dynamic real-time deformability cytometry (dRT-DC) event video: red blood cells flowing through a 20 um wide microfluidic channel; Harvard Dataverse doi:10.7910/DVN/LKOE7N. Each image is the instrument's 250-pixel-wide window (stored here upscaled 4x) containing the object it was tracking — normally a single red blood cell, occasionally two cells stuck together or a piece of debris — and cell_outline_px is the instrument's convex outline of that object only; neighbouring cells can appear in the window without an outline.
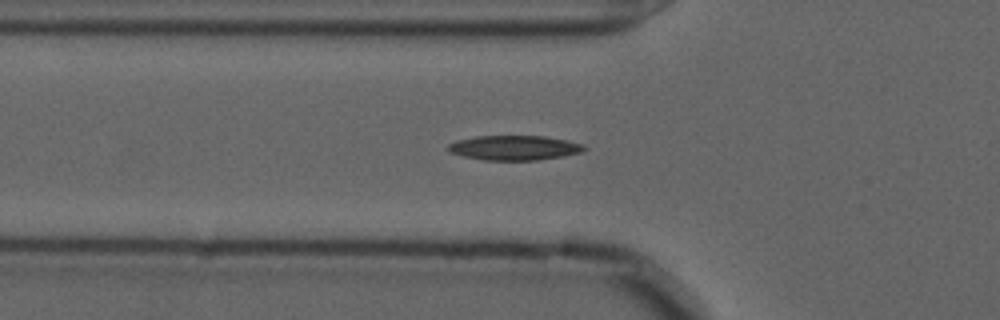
{"species": "common noctule bat (a hibernating species)", "species_latin": "Nyctalus noctula", "temperature_condition": "cold", "stored_images_in_passage": 45, "camera_frame_rate_fps": 3000, "um_per_image_px": 0.085, "animal": {"sex": "male", "forearm_length_mm": 52.5}, "frame": {"image": 1, "passage_image": 11, "time_ms": 3.333, "image_size_px": [1000, 320], "cell_outline_px": [[588, 148], [584, 152], [564, 156], [536, 160], [484, 160], [464, 156], [448, 152], [448, 144], [456, 140], [476, 136], [544, 136], [568, 140], [584, 144]], "centroid_in_image_um": [43.76, 12.56], "position_along_channel_um": 82.0, "area_um2": 19.77}}
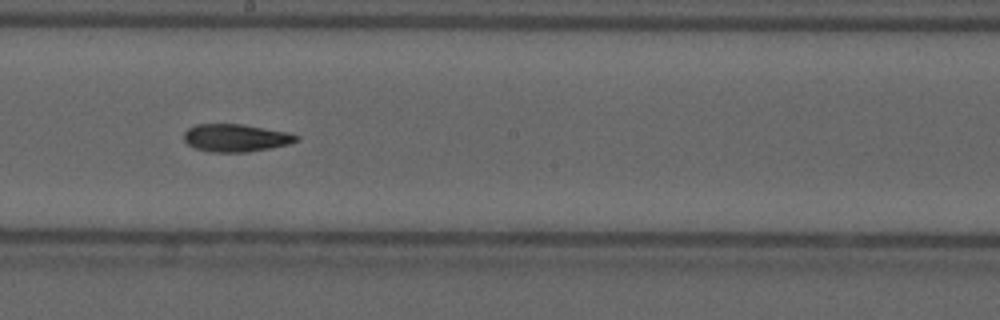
{"frame": {"image": 2, "passage_image": 23, "time_ms": 7.333, "image_size_px": [1000, 320], "cell_outline_px": [[300, 140], [288, 144], [268, 148], [244, 152], [212, 152], [196, 148], [188, 144], [184, 140], [184, 132], [188, 128], [196, 124], [244, 124], [284, 132], [300, 136]], "centroid_in_image_um": [20.02, 11.71], "position_along_channel_um": 228.2, "area_um2": 17.92}}
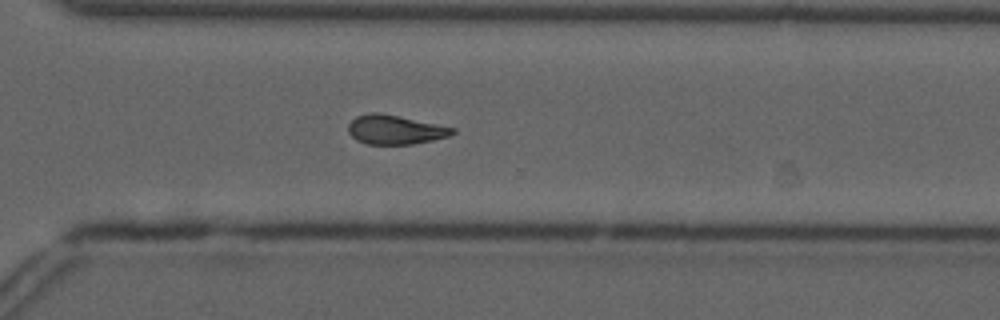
{"frame": {"image": 3, "passage_image": 32, "time_ms": 10.333, "image_size_px": [1000, 320], "cell_outline_px": [[456, 132], [448, 136], [432, 140], [412, 144], [368, 144], [356, 140], [348, 132], [348, 124], [356, 116], [372, 112], [376, 112], [400, 116], [456, 128]], "centroid_in_image_um": [33.58, 11.02], "position_along_channel_um": 337.0, "area_um2": 17.69}, "authors_computed_cell_mechanics": {"area_um2": 18.2648, "velocity_mm_per_s": 3.638, "shape_relaxation_time_tau1_ms": 10.3667, "shape_relaxation_time_tau2_ms": 4.4805, "deformation_change_tau1": 0.2245, "deformation_change_tau2": 0.1209}}